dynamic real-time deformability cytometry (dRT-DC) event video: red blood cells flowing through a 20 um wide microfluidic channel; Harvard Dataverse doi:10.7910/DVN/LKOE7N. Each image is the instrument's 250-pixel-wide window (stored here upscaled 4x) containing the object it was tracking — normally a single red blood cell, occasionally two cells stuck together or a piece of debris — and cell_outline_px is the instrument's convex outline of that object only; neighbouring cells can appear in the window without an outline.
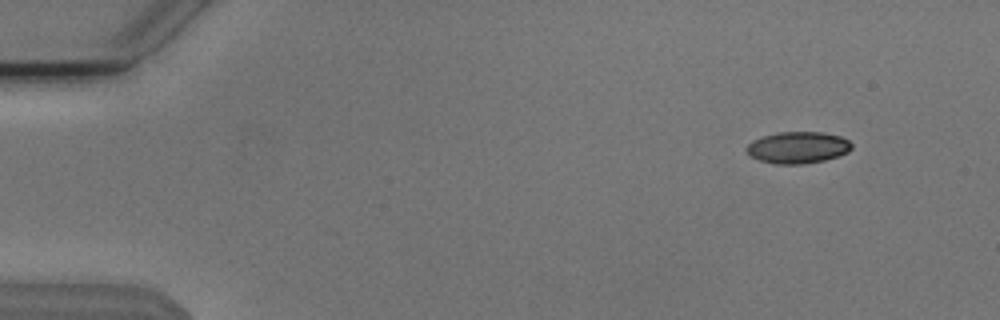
{"species": "Egyptian fruit bat (a non-hibernating species)", "species_latin": "Rousettus aegyptiacus", "temperature_condition": "cold", "stored_images_in_passage": 9, "camera_frame_rate_fps": 3000, "um_per_image_px": 0.085, "animal": {"sex": "male"}, "frame": {"image": 1, "passage_image": 1, "time_ms": 0.0, "image_size_px": [1000, 320], "cell_outline_px": [[852, 148], [848, 152], [824, 160], [800, 164], [772, 164], [760, 160], [752, 156], [744, 148], [752, 140], [764, 136], [780, 132], [824, 132], [840, 136], [848, 140], [852, 144]], "centroid_in_image_um": [67.81, 12.53], "position_along_channel_um": 17.2, "area_um2": 19.31}}